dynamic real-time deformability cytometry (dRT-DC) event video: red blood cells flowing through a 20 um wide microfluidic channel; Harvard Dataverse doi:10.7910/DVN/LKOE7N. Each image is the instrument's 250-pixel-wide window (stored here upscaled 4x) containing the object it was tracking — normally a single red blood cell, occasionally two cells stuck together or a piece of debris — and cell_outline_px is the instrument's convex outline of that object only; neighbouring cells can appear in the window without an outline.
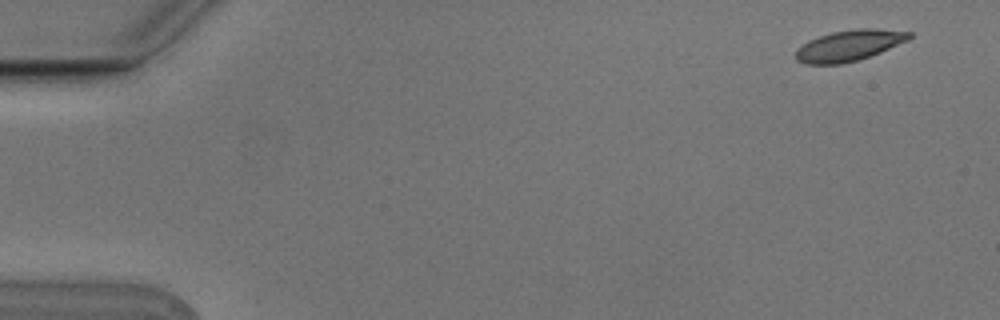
{"species": "Egyptian fruit bat (a non-hibernating species)", "species_latin": "Rousettus aegyptiacus", "temperature_condition": "cold", "stored_images_in_passage": 4, "camera_frame_rate_fps": 3000, "um_per_image_px": 0.085, "animal": {"sex": "male"}, "frame": {"image": 1, "passage_image": 1, "time_ms": 0.0, "image_size_px": [1000, 320], "cell_outline_px": [[912, 36], [908, 40], [880, 52], [856, 60], [840, 64], [804, 64], [796, 60], [796, 52], [808, 40], [832, 32], [860, 28], [876, 28], [912, 32]], "centroid_in_image_um": [72.19, 3.86], "position_along_channel_um": 12.8, "area_um2": 20.17}}